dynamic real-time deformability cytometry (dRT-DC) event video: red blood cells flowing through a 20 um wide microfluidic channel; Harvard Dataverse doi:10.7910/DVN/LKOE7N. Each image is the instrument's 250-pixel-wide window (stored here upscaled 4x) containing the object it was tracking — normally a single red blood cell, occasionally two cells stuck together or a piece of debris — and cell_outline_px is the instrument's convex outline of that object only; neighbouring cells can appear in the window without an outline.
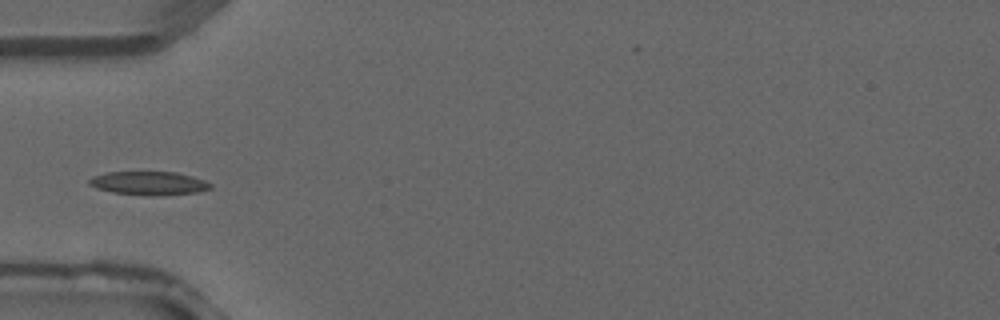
{"species": "common noctule bat (a hibernating species)", "species_latin": "Nyctalus noctula", "temperature_condition": "warm", "stored_images_in_passage": 3, "camera_frame_rate_fps": 3000, "um_per_image_px": 0.085, "animal": {"sex": "male", "forearm_length_mm": 52.5}, "frame": {"image": 1, "passage_image": 3, "time_ms": 0.667, "image_size_px": [1000, 320], "cell_outline_px": [[212, 188], [196, 192], [152, 196], [112, 192], [96, 188], [88, 184], [88, 180], [92, 176], [104, 172], [176, 172], [192, 176], [204, 180], [212, 184]], "centroid_in_image_um": [12.62, 15.56], "position_along_channel_um": 72.4, "area_um2": 16.65}}